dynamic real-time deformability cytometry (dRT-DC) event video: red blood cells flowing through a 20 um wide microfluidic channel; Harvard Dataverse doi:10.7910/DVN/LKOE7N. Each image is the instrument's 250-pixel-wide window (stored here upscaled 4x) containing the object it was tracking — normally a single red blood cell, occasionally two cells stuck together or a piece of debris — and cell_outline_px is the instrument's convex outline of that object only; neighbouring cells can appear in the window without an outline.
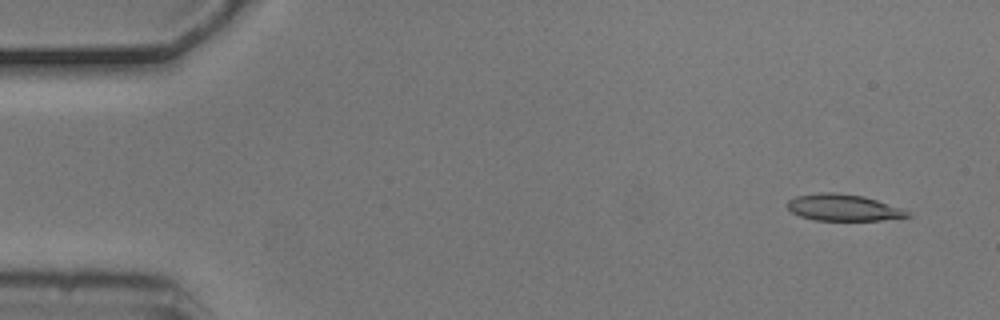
{"species": "common noctule bat (a hibernating species)", "species_latin": "Nyctalus noctula", "temperature_condition": "cold", "stored_images_in_passage": 6, "camera_frame_rate_fps": 3000, "um_per_image_px": 0.085, "animal": {"sex": "male", "body_mass_g": 20.5, "forearm_length_mm": 52.5}, "frame": {"image": 1, "passage_image": 1, "time_ms": 0.0, "image_size_px": [1000, 320], "cell_outline_px": [[912, 216], [880, 220], [816, 220], [800, 216], [792, 212], [788, 208], [788, 200], [796, 196], [820, 192], [832, 192], [864, 196], [904, 208]], "centroid_in_image_um": [71.7, 17.64], "position_along_channel_um": 13.3, "area_um2": 18.55}}
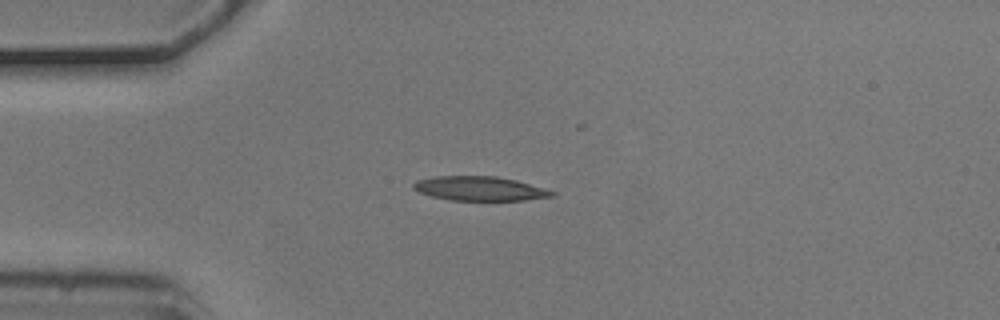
{"frame": {"image": 2, "passage_image": 4, "time_ms": 1.0, "image_size_px": [1000, 320], "cell_outline_px": [[556, 196], [524, 200], [452, 200], [432, 196], [420, 192], [412, 188], [412, 184], [416, 180], [432, 176], [496, 176], [516, 180], [544, 188], [556, 192]], "centroid_in_image_um": [40.77, 16.02], "position_along_channel_um": 44.2, "area_um2": 19.59}}